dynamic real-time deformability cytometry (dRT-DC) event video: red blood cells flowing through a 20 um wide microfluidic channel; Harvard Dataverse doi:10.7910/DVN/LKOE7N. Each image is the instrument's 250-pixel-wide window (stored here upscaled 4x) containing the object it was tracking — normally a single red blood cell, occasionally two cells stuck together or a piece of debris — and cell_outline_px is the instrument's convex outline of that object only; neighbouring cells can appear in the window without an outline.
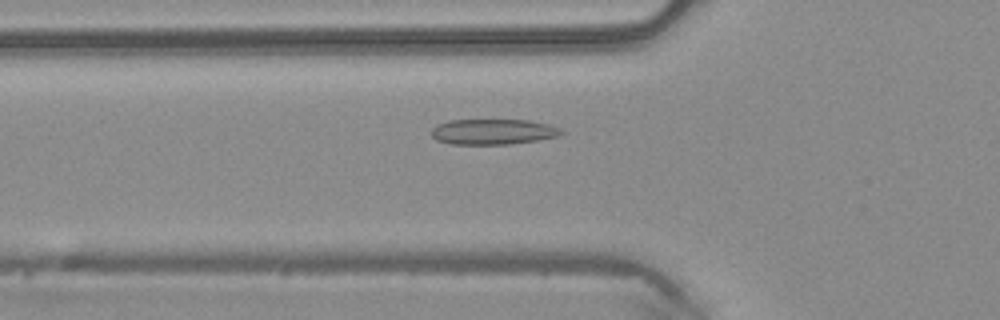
{"species": "common noctule bat (a hibernating species)", "species_latin": "Nyctalus noctula", "temperature_condition": "warm", "stored_images_in_passage": 48, "camera_frame_rate_fps": 3000, "um_per_image_px": 0.085, "animal": {"sex": "male", "body_mass_g": 20.4}, "frame": {"image": 1, "passage_image": 16, "time_ms": 5.0, "image_size_px": [1000, 320], "cell_outline_px": [[564, 132], [556, 136], [536, 140], [508, 144], [452, 144], [436, 140], [432, 136], [432, 128], [436, 124], [448, 120], [528, 120], [548, 124], [560, 128]], "centroid_in_image_um": [41.86, 11.19], "position_along_channel_um": 83.9, "area_um2": 19.19}}
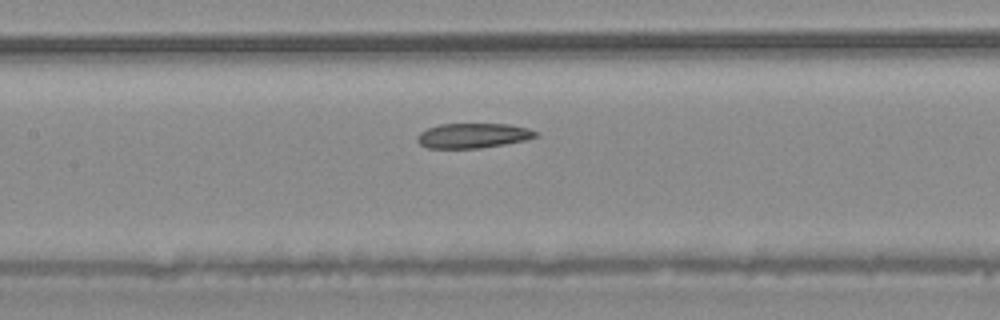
{"frame": {"image": 2, "passage_image": 22, "time_ms": 7.0, "image_size_px": [1000, 320], "cell_outline_px": [[540, 136], [524, 140], [504, 144], [480, 148], [428, 148], [420, 144], [416, 140], [416, 136], [420, 132], [428, 128], [440, 124], [508, 124], [528, 128], [540, 132]], "centroid_in_image_um": [40.22, 11.52], "position_along_channel_um": 167.2, "area_um2": 17.22}}
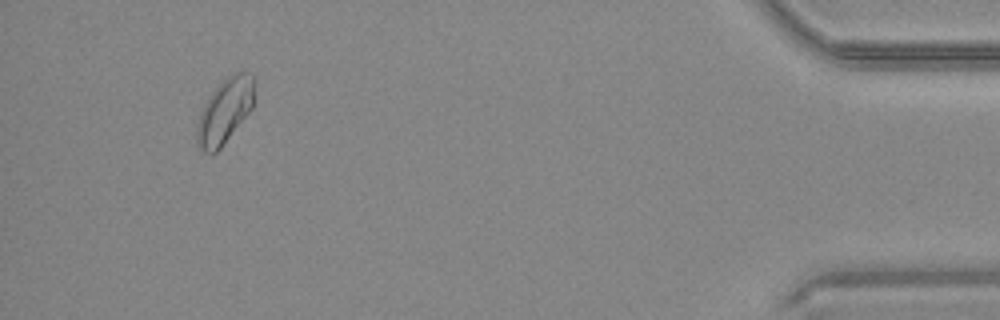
{"frame": {"image": 3, "passage_image": 45, "time_ms": 14.667, "image_size_px": [1000, 320], "cell_outline_px": [[256, 80], [252, 108], [220, 148], [216, 152], [204, 152], [196, 144], [196, 128], [200, 112], [208, 96], [232, 72], [252, 72], [256, 76]], "centroid_in_image_um": [19.13, 9.39], "position_along_channel_um": 416.1, "area_um2": 21.79}, "authors_computed_cell_mechanics": {"area_um2": 18.8139, "velocity_mm_per_s": 4.1231, "shape_relaxation_time_tau1_ms": 7.4132, "shape_relaxation_time_tau2_ms": 3.3368, "deformation_change_tau1": 0.1316, "deformation_change_tau2": 0.077}}